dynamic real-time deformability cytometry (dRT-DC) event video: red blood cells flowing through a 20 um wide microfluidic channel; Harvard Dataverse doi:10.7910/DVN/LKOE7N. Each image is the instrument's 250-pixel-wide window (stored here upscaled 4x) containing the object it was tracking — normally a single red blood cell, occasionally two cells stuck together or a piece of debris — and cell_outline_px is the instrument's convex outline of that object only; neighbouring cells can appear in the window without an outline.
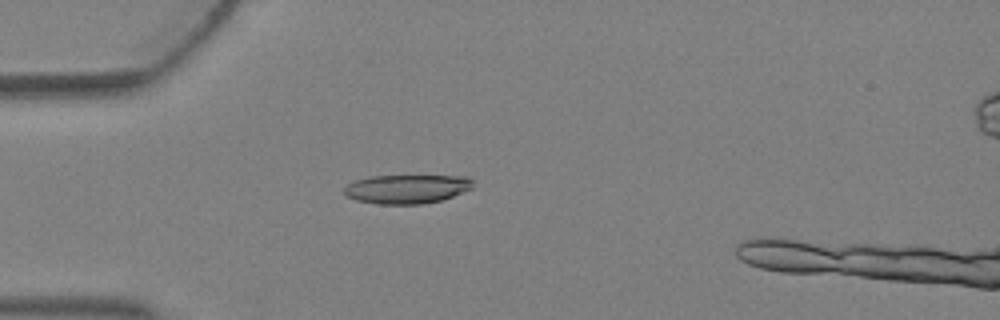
{"species": "Egyptian fruit bat (a non-hibernating species)", "species_latin": "Rousettus aegyptiacus", "temperature_condition": "warm", "stored_images_in_passage": 4, "camera_frame_rate_fps": 3000, "um_per_image_px": 0.085, "animal": {"sex": "female"}, "frame": {"image": 1, "passage_image": 4, "time_ms": 1.0, "image_size_px": [1000, 320], "cell_outline_px": [[472, 188], [452, 196], [440, 200], [420, 204], [376, 204], [356, 200], [344, 196], [344, 188], [348, 184], [356, 180], [368, 176], [468, 176], [472, 180]], "centroid_in_image_um": [34.53, 16.06], "position_along_channel_um": 50.5, "area_um2": 21.68}}